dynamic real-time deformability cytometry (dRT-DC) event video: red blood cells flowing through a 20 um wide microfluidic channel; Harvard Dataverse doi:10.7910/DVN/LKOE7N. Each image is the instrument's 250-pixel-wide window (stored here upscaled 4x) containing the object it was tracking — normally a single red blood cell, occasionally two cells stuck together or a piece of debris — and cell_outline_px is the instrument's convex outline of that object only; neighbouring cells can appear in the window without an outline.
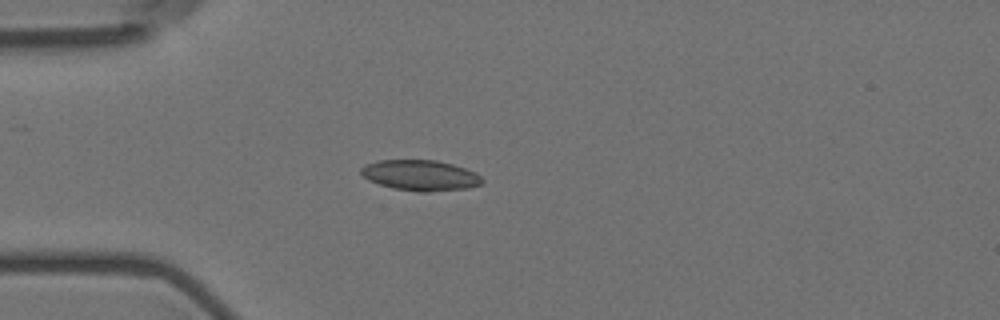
{"species": "Egyptian fruit bat (a non-hibernating species)", "species_latin": "Rousettus aegyptiacus", "temperature_condition": "room temperature", "stored_images_in_passage": 42, "camera_frame_rate_fps": 3000, "um_per_image_px": 0.085, "animal": {"sex": "female"}, "frame": {"image": 1, "passage_image": 1, "time_ms": 0.0, "image_size_px": [1000, 320], "cell_outline_px": [[480, 184], [464, 188], [396, 188], [380, 184], [364, 176], [360, 172], [368, 164], [384, 160], [432, 160], [448, 164], [472, 172], [480, 176]], "centroid_in_image_um": [35.67, 14.84], "position_along_channel_um": 49.3, "area_um2": 19.36}}
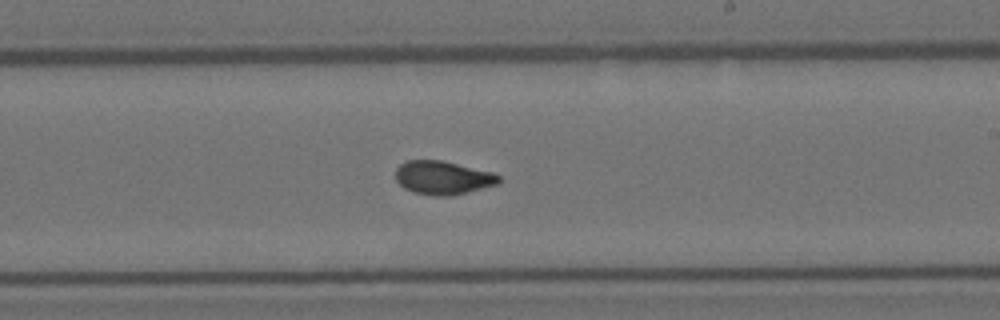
{"frame": {"image": 2, "passage_image": 19, "time_ms": 6.0, "image_size_px": [1000, 320], "cell_outline_px": [[500, 180], [496, 184], [464, 192], [416, 192], [400, 184], [396, 180], [396, 172], [400, 164], [408, 160], [440, 160], [488, 172], [500, 176]], "centroid_in_image_um": [37.6, 15.03], "position_along_channel_um": 251.4, "area_um2": 18.44}}
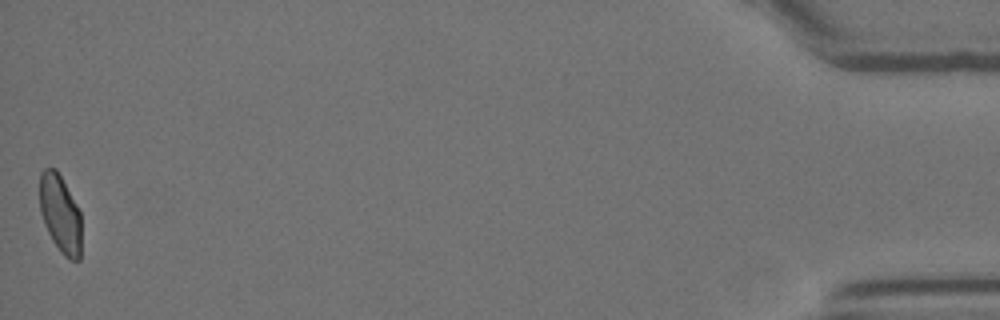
{"frame": {"image": 3, "passage_image": 42, "time_ms": 13.667, "image_size_px": [1000, 320], "cell_outline_px": [[80, 260], [72, 260], [56, 244], [48, 232], [40, 208], [40, 176], [44, 168], [56, 168], [80, 212]], "centroid_in_image_um": [5.12, 18.12], "position_along_channel_um": 430.1, "area_um2": 18.15}, "authors_computed_cell_mechanics": {"area_um2": 18.5827, "velocity_mm_per_s": 3.576, "shape_relaxation_time_tau1_ms": null, "shape_relaxation_time_tau2_ms": 0.8885, "deformation_change_tau1": null, "deformation_change_tau2": 0.0442}}